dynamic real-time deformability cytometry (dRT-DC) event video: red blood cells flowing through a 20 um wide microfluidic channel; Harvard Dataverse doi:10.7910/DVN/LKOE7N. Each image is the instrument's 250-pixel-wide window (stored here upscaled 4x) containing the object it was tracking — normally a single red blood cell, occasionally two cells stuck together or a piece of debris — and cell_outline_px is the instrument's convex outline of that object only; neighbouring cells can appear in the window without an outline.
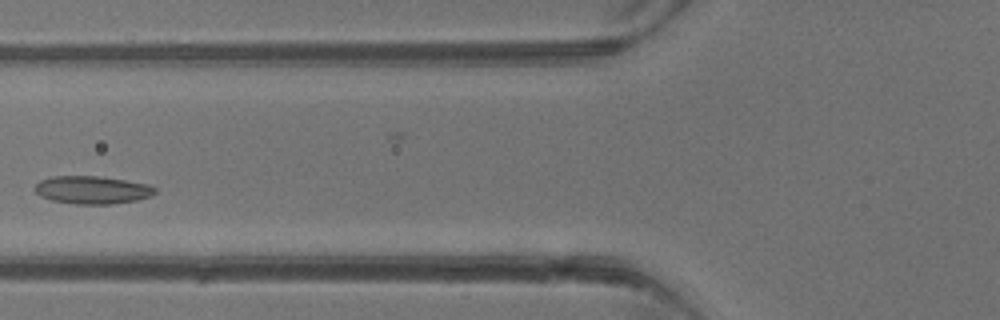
{"species": "common noctule bat (a hibernating species)", "species_latin": "Nyctalus noctula", "temperature_condition": "warm", "stored_images_in_passage": 4, "camera_frame_rate_fps": 3000, "um_per_image_px": 0.085, "animal": {"sex": "male", "body_mass_g": 13.3}, "frame": {"image": 1, "passage_image": 4, "time_ms": 3.667, "image_size_px": [1000, 320], "cell_outline_px": [[156, 192], [152, 196], [136, 200], [112, 204], [76, 204], [52, 200], [40, 196], [36, 192], [36, 184], [40, 180], [52, 176], [96, 176], [124, 180], [148, 184], [156, 188]], "centroid_in_image_um": [7.85, 16.14], "position_along_channel_um": 117.9, "area_um2": 19.42}}